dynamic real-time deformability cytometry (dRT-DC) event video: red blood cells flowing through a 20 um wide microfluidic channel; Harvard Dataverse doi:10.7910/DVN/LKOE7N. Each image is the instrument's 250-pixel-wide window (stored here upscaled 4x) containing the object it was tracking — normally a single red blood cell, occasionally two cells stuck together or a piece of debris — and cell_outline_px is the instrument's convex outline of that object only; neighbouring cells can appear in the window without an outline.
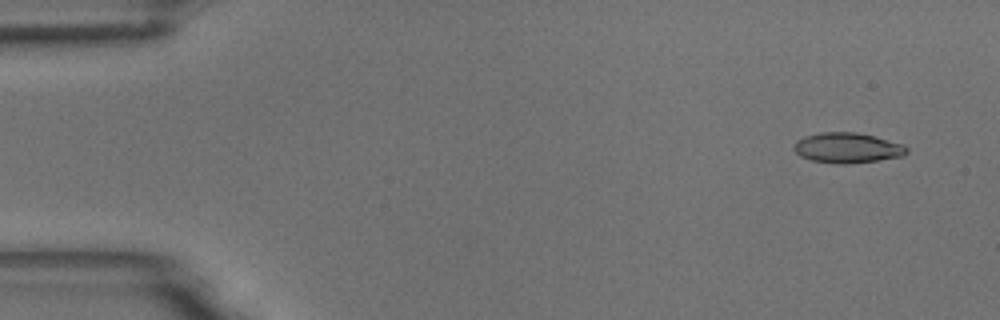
{"species": "common noctule bat (a hibernating species)", "species_latin": "Nyctalus noctula", "temperature_condition": "room temperature", "stored_images_in_passage": 6, "camera_frame_rate_fps": 3000, "um_per_image_px": 0.085, "animal": {"sex": "male", "body_mass_g": 18.8}, "frame": {"image": 1, "passage_image": 1, "time_ms": 0.0, "image_size_px": [1000, 320], "cell_outline_px": [[908, 152], [904, 156], [848, 164], [840, 164], [812, 160], [800, 156], [792, 148], [796, 140], [804, 136], [820, 132], [856, 132], [904, 144], [908, 148]], "centroid_in_image_um": [72.01, 12.56], "position_along_channel_um": 13.0, "area_um2": 19.88}}
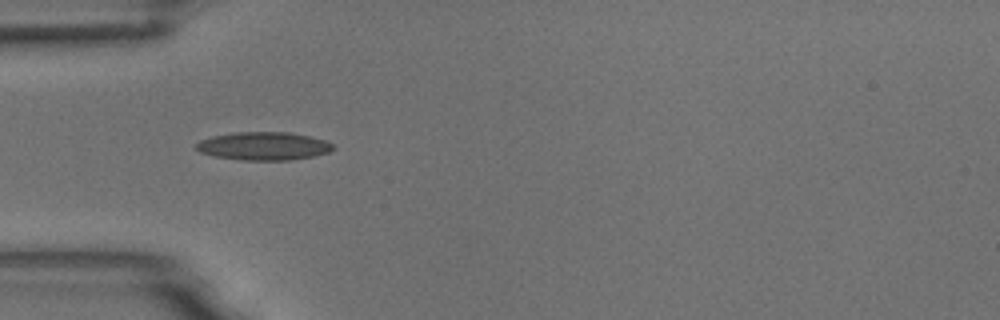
{"frame": {"image": 2, "passage_image": 5, "time_ms": 1.333, "image_size_px": [1000, 320], "cell_outline_px": [[336, 148], [328, 152], [312, 156], [288, 160], [240, 160], [212, 156], [200, 152], [196, 148], [196, 144], [200, 140], [212, 136], [232, 132], [288, 132], [308, 136], [324, 140], [332, 144]], "centroid_in_image_um": [22.37, 12.41], "position_along_channel_um": 62.6, "area_um2": 22.43}}